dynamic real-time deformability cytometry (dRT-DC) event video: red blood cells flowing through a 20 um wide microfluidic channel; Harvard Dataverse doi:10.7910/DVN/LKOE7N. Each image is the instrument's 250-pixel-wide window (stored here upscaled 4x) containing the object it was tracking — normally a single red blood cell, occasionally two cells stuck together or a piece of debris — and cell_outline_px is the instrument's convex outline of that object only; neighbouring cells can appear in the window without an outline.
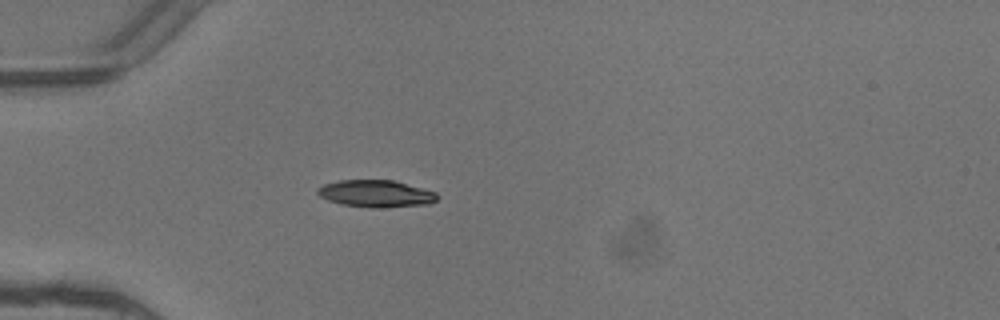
{"species": "common noctule bat (a hibernating species)", "species_latin": "Nyctalus noctula", "temperature_condition": "warm", "stored_images_in_passage": 4, "camera_frame_rate_fps": 3000, "um_per_image_px": 0.085, "animal": {"sex": "female"}, "frame": {"image": 1, "passage_image": 4, "time_ms": 1.0, "image_size_px": [1000, 320], "cell_outline_px": [[440, 196], [436, 200], [428, 204], [380, 208], [372, 208], [344, 204], [328, 200], [320, 196], [316, 192], [316, 188], [324, 184], [340, 180], [392, 180], [436, 192]], "centroid_in_image_um": [31.95, 16.46], "position_along_channel_um": 53.1, "area_um2": 18.79}}